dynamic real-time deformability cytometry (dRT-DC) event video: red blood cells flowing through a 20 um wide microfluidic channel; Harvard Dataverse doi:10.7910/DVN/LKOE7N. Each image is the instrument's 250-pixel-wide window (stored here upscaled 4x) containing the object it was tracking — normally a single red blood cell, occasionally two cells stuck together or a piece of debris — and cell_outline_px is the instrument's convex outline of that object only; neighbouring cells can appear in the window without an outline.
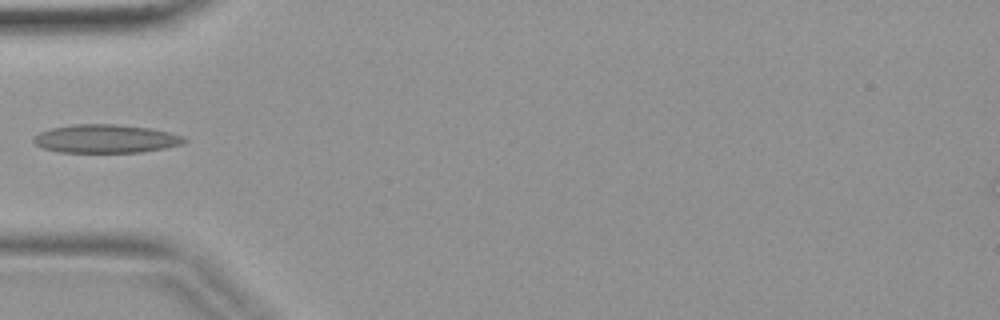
{"species": "common noctule bat (a hibernating species)", "species_latin": "Nyctalus noctula", "temperature_condition": "warm", "stored_images_in_passage": 2, "camera_frame_rate_fps": 3000, "um_per_image_px": 0.085, "animal": {"sex": "female", "body_mass_g": 19.9}, "frame": {"image": 1, "passage_image": 2, "time_ms": 0.333, "image_size_px": [1000, 320], "cell_outline_px": [[188, 140], [184, 144], [144, 152], [60, 152], [44, 148], [36, 144], [32, 140], [32, 136], [40, 132], [52, 128], [72, 124], [116, 124], [152, 128], [184, 136]], "centroid_in_image_um": [9.01, 11.79], "position_along_channel_um": 76.0, "area_um2": 25.09}}